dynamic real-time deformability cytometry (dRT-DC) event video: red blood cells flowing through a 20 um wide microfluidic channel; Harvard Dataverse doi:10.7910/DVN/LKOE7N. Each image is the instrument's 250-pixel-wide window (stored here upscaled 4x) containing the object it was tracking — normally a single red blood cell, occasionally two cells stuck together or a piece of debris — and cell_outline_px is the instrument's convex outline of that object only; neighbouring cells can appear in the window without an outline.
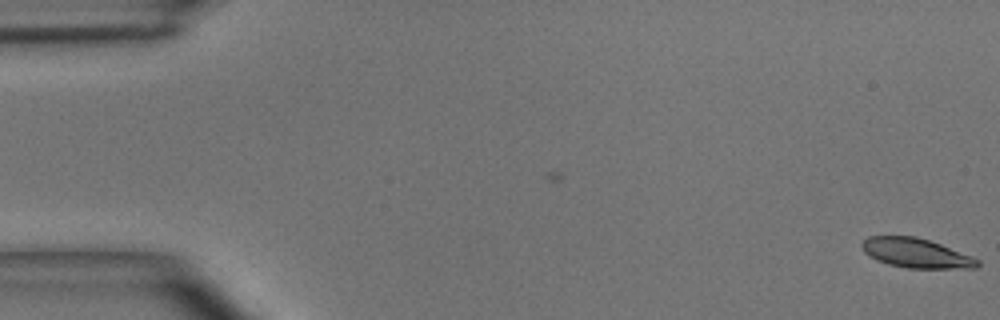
{"species": "common noctule bat (a hibernating species)", "species_latin": "Nyctalus noctula", "temperature_condition": "room temperature", "stored_images_in_passage": 2, "camera_frame_rate_fps": 3000, "um_per_image_px": 0.085, "animal": {"sex": "male", "body_mass_g": 15.6}, "frame": {"image": 1, "passage_image": 2, "time_ms": 0.333, "image_size_px": [1000, 320], "cell_outline_px": [[980, 264], [976, 268], [908, 268], [888, 264], [876, 260], [868, 256], [864, 252], [860, 244], [868, 236], [916, 236], [940, 244], [972, 256], [980, 260]], "centroid_in_image_um": [77.85, 21.51], "position_along_channel_um": 7.2, "area_um2": 19.88}}